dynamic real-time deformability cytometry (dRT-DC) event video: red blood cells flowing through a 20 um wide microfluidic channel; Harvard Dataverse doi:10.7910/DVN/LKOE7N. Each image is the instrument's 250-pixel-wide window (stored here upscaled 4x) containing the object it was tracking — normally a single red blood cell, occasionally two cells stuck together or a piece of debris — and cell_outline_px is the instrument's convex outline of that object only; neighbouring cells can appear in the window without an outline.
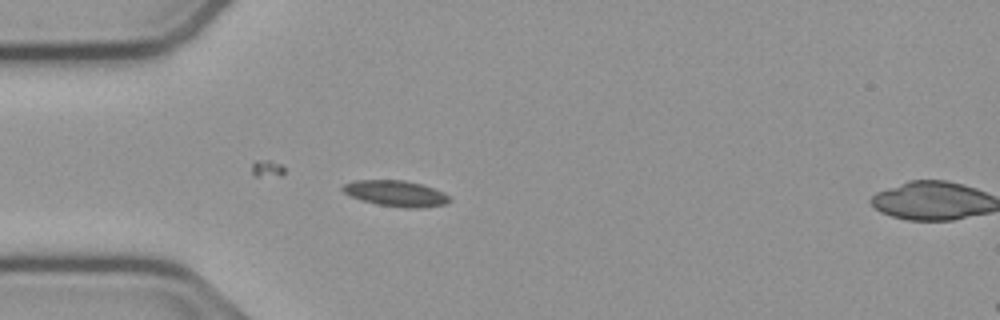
{"species": "common noctule bat (a hibernating species)", "species_latin": "Nyctalus noctula", "temperature_condition": "cold", "stored_images_in_passage": 2, "camera_frame_rate_fps": 3000, "um_per_image_px": 0.085, "animal": {"sex": "male", "body_mass_g": 23.1, "forearm_length_mm": 52.7}, "frame": {"image": 1, "passage_image": 1, "time_ms": 0.0, "image_size_px": [1000, 320], "cell_outline_px": [[452, 200], [444, 204], [424, 208], [404, 208], [376, 204], [352, 196], [344, 192], [340, 188], [344, 184], [352, 180], [404, 180], [424, 184], [444, 192]], "centroid_in_image_um": [33.68, 16.43], "position_along_channel_um": 51.3, "area_um2": 16.24}}